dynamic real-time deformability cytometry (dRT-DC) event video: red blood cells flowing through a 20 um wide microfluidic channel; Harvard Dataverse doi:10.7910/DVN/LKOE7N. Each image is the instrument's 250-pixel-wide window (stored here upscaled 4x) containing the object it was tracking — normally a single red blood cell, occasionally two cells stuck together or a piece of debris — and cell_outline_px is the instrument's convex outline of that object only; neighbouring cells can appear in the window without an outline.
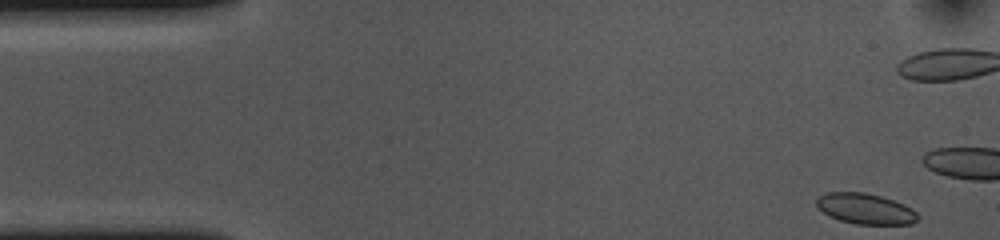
{"species": "common noctule bat (a hibernating species)", "species_latin": "Nyctalus noctula", "temperature_condition": "cold", "stored_images_in_passage": 13, "camera_frame_rate_fps": 3000, "um_per_image_px": 0.085, "animal": {"sex": "female", "body_mass_g": 10.0, "forearm_length_mm": 53.1}, "frame": {"image": 1, "passage_image": 1, "time_ms": 0.0, "image_size_px": [1000, 240], "cell_outline_px": [[920, 216], [912, 224], [856, 224], [840, 220], [828, 216], [816, 204], [816, 200], [820, 196], [828, 192], [864, 192], [880, 196], [904, 204], [912, 208]], "centroid_in_image_um": [73.58, 17.75], "position_along_channel_um": 11.4, "area_um2": 17.98}}